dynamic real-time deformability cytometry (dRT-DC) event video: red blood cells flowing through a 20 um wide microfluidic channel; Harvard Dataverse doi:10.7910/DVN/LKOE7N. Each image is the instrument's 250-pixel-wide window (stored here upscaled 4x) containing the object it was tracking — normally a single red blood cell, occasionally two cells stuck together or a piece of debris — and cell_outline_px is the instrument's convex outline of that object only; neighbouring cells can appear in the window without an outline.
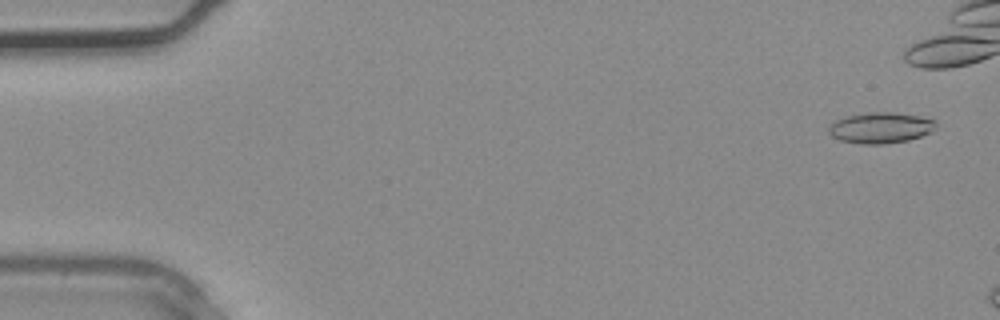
{"species": "common noctule bat (a hibernating species)", "species_latin": "Nyctalus noctula", "temperature_condition": "warm", "stored_images_in_passage": 4, "segment_of_instrument_passage": [2, 2], "camera_frame_rate_fps": 3000, "um_per_image_px": 0.085, "animal": {"sex": "male", "body_mass_g": 20.4}, "frame": {"image": 1, "passage_image": 4, "time_ms": 1.0, "image_size_px": [1000, 320], "cell_outline_px": [[936, 128], [932, 132], [908, 140], [884, 144], [860, 144], [840, 140], [832, 136], [828, 132], [828, 128], [836, 120], [848, 116], [868, 112], [896, 112], [920, 116], [936, 120]], "centroid_in_image_um": [74.88, 10.86], "position_along_channel_um": 10.1, "area_um2": 19.36}}